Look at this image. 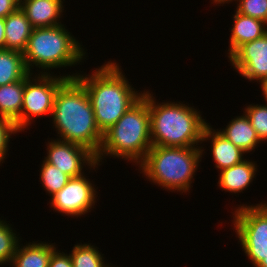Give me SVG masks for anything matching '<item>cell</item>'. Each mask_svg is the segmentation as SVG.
I'll list each match as a JSON object with an SVG mask.
<instances>
[{"mask_svg": "<svg viewBox=\"0 0 267 267\" xmlns=\"http://www.w3.org/2000/svg\"><path fill=\"white\" fill-rule=\"evenodd\" d=\"M89 77L77 75L90 99L102 133L113 126L142 96L136 93L114 62L101 66Z\"/></svg>", "mask_w": 267, "mask_h": 267, "instance_id": "7a4b0ae2", "label": "cell"}, {"mask_svg": "<svg viewBox=\"0 0 267 267\" xmlns=\"http://www.w3.org/2000/svg\"><path fill=\"white\" fill-rule=\"evenodd\" d=\"M26 78L0 86V117L15 122L21 115Z\"/></svg>", "mask_w": 267, "mask_h": 267, "instance_id": "d6986e66", "label": "cell"}, {"mask_svg": "<svg viewBox=\"0 0 267 267\" xmlns=\"http://www.w3.org/2000/svg\"><path fill=\"white\" fill-rule=\"evenodd\" d=\"M29 74L22 52L0 50V86L22 80Z\"/></svg>", "mask_w": 267, "mask_h": 267, "instance_id": "ffe728a7", "label": "cell"}, {"mask_svg": "<svg viewBox=\"0 0 267 267\" xmlns=\"http://www.w3.org/2000/svg\"><path fill=\"white\" fill-rule=\"evenodd\" d=\"M236 11L267 24V0H240Z\"/></svg>", "mask_w": 267, "mask_h": 267, "instance_id": "d4e9b609", "label": "cell"}, {"mask_svg": "<svg viewBox=\"0 0 267 267\" xmlns=\"http://www.w3.org/2000/svg\"><path fill=\"white\" fill-rule=\"evenodd\" d=\"M40 175L43 187L50 193L51 197L59 192L71 179L69 175L45 160L43 161Z\"/></svg>", "mask_w": 267, "mask_h": 267, "instance_id": "7402d4cb", "label": "cell"}, {"mask_svg": "<svg viewBox=\"0 0 267 267\" xmlns=\"http://www.w3.org/2000/svg\"><path fill=\"white\" fill-rule=\"evenodd\" d=\"M151 147L150 111L147 92H144L143 96L103 133L96 160L98 163L102 156L110 154L140 164Z\"/></svg>", "mask_w": 267, "mask_h": 267, "instance_id": "277c9868", "label": "cell"}, {"mask_svg": "<svg viewBox=\"0 0 267 267\" xmlns=\"http://www.w3.org/2000/svg\"><path fill=\"white\" fill-rule=\"evenodd\" d=\"M69 255L73 267H110L104 263L99 250L91 244H77Z\"/></svg>", "mask_w": 267, "mask_h": 267, "instance_id": "44dd1931", "label": "cell"}, {"mask_svg": "<svg viewBox=\"0 0 267 267\" xmlns=\"http://www.w3.org/2000/svg\"><path fill=\"white\" fill-rule=\"evenodd\" d=\"M48 267H73L70 255L54 251L51 255Z\"/></svg>", "mask_w": 267, "mask_h": 267, "instance_id": "4316f807", "label": "cell"}, {"mask_svg": "<svg viewBox=\"0 0 267 267\" xmlns=\"http://www.w3.org/2000/svg\"><path fill=\"white\" fill-rule=\"evenodd\" d=\"M69 33L62 24L33 28L23 52L29 72L32 73V64L42 69H52L81 62L86 53H83L80 43Z\"/></svg>", "mask_w": 267, "mask_h": 267, "instance_id": "8992f818", "label": "cell"}, {"mask_svg": "<svg viewBox=\"0 0 267 267\" xmlns=\"http://www.w3.org/2000/svg\"><path fill=\"white\" fill-rule=\"evenodd\" d=\"M147 102L152 146L195 147L202 141L207 123L196 109L180 102L156 105L148 91Z\"/></svg>", "mask_w": 267, "mask_h": 267, "instance_id": "3957f363", "label": "cell"}, {"mask_svg": "<svg viewBox=\"0 0 267 267\" xmlns=\"http://www.w3.org/2000/svg\"><path fill=\"white\" fill-rule=\"evenodd\" d=\"M56 250L54 245L32 243L20 248L11 261L14 267H48L52 253Z\"/></svg>", "mask_w": 267, "mask_h": 267, "instance_id": "ac0fdd59", "label": "cell"}, {"mask_svg": "<svg viewBox=\"0 0 267 267\" xmlns=\"http://www.w3.org/2000/svg\"><path fill=\"white\" fill-rule=\"evenodd\" d=\"M45 161L56 166L71 178L82 176L83 164L97 167L96 156L87 148L67 141L54 140L47 146ZM83 163V164H82Z\"/></svg>", "mask_w": 267, "mask_h": 267, "instance_id": "30bf717a", "label": "cell"}, {"mask_svg": "<svg viewBox=\"0 0 267 267\" xmlns=\"http://www.w3.org/2000/svg\"><path fill=\"white\" fill-rule=\"evenodd\" d=\"M261 88H262V92L265 97V100L267 101V79L261 82Z\"/></svg>", "mask_w": 267, "mask_h": 267, "instance_id": "f546056e", "label": "cell"}, {"mask_svg": "<svg viewBox=\"0 0 267 267\" xmlns=\"http://www.w3.org/2000/svg\"><path fill=\"white\" fill-rule=\"evenodd\" d=\"M212 130L210 125L205 126L202 141L211 138V150L216 168L223 170L245 160L242 157L245 152L241 148L232 144L219 131Z\"/></svg>", "mask_w": 267, "mask_h": 267, "instance_id": "4fadbf2b", "label": "cell"}, {"mask_svg": "<svg viewBox=\"0 0 267 267\" xmlns=\"http://www.w3.org/2000/svg\"><path fill=\"white\" fill-rule=\"evenodd\" d=\"M18 242V237L11 227L5 221L0 220V265L7 262L11 264Z\"/></svg>", "mask_w": 267, "mask_h": 267, "instance_id": "603a6c76", "label": "cell"}, {"mask_svg": "<svg viewBox=\"0 0 267 267\" xmlns=\"http://www.w3.org/2000/svg\"><path fill=\"white\" fill-rule=\"evenodd\" d=\"M5 49V18H0V50Z\"/></svg>", "mask_w": 267, "mask_h": 267, "instance_id": "f1b7e54d", "label": "cell"}, {"mask_svg": "<svg viewBox=\"0 0 267 267\" xmlns=\"http://www.w3.org/2000/svg\"><path fill=\"white\" fill-rule=\"evenodd\" d=\"M52 116L62 141L83 146L97 156L103 133L96 124L86 89L77 78H68L59 87Z\"/></svg>", "mask_w": 267, "mask_h": 267, "instance_id": "6da1fadb", "label": "cell"}, {"mask_svg": "<svg viewBox=\"0 0 267 267\" xmlns=\"http://www.w3.org/2000/svg\"><path fill=\"white\" fill-rule=\"evenodd\" d=\"M62 0H20V8L33 28L61 25Z\"/></svg>", "mask_w": 267, "mask_h": 267, "instance_id": "7c38bea8", "label": "cell"}, {"mask_svg": "<svg viewBox=\"0 0 267 267\" xmlns=\"http://www.w3.org/2000/svg\"><path fill=\"white\" fill-rule=\"evenodd\" d=\"M230 1H233V0H213V2L217 3V4H222V3H227V2H230ZM235 1V0H234ZM238 1V0H237ZM240 1V0H239Z\"/></svg>", "mask_w": 267, "mask_h": 267, "instance_id": "1f68e13d", "label": "cell"}, {"mask_svg": "<svg viewBox=\"0 0 267 267\" xmlns=\"http://www.w3.org/2000/svg\"><path fill=\"white\" fill-rule=\"evenodd\" d=\"M234 25L230 36V57L244 43L256 40L267 33L264 21L245 16L236 11L233 17Z\"/></svg>", "mask_w": 267, "mask_h": 267, "instance_id": "9a60e30c", "label": "cell"}, {"mask_svg": "<svg viewBox=\"0 0 267 267\" xmlns=\"http://www.w3.org/2000/svg\"><path fill=\"white\" fill-rule=\"evenodd\" d=\"M96 191L84 175L71 178L68 183L52 196L51 205L58 213L81 216L95 204Z\"/></svg>", "mask_w": 267, "mask_h": 267, "instance_id": "9c48e42d", "label": "cell"}, {"mask_svg": "<svg viewBox=\"0 0 267 267\" xmlns=\"http://www.w3.org/2000/svg\"><path fill=\"white\" fill-rule=\"evenodd\" d=\"M232 66L248 80L267 79V33L244 43L230 57Z\"/></svg>", "mask_w": 267, "mask_h": 267, "instance_id": "8fae6325", "label": "cell"}, {"mask_svg": "<svg viewBox=\"0 0 267 267\" xmlns=\"http://www.w3.org/2000/svg\"><path fill=\"white\" fill-rule=\"evenodd\" d=\"M45 73H42L41 76L39 74L36 77L37 79H32V81L30 79L31 73L26 77L21 115L14 122L19 131L24 130L27 125L31 124L30 119L32 120L34 116L52 115L54 100L59 87L68 78H76L77 76V74H72V76L67 75L57 78Z\"/></svg>", "mask_w": 267, "mask_h": 267, "instance_id": "ba28073f", "label": "cell"}, {"mask_svg": "<svg viewBox=\"0 0 267 267\" xmlns=\"http://www.w3.org/2000/svg\"><path fill=\"white\" fill-rule=\"evenodd\" d=\"M234 214L233 223L240 245L256 267L267 256V204L242 205Z\"/></svg>", "mask_w": 267, "mask_h": 267, "instance_id": "52a82bcc", "label": "cell"}, {"mask_svg": "<svg viewBox=\"0 0 267 267\" xmlns=\"http://www.w3.org/2000/svg\"><path fill=\"white\" fill-rule=\"evenodd\" d=\"M33 27L20 6L5 18V49L24 52Z\"/></svg>", "mask_w": 267, "mask_h": 267, "instance_id": "5bb4252c", "label": "cell"}, {"mask_svg": "<svg viewBox=\"0 0 267 267\" xmlns=\"http://www.w3.org/2000/svg\"><path fill=\"white\" fill-rule=\"evenodd\" d=\"M244 115L230 121L226 129H223V131L220 130L219 132L232 144L247 153L255 149V146L260 143V139L251 126L249 118L246 114Z\"/></svg>", "mask_w": 267, "mask_h": 267, "instance_id": "e0dca14e", "label": "cell"}, {"mask_svg": "<svg viewBox=\"0 0 267 267\" xmlns=\"http://www.w3.org/2000/svg\"><path fill=\"white\" fill-rule=\"evenodd\" d=\"M19 132L15 123L7 118L0 117V163L6 157L10 135Z\"/></svg>", "mask_w": 267, "mask_h": 267, "instance_id": "484cf974", "label": "cell"}, {"mask_svg": "<svg viewBox=\"0 0 267 267\" xmlns=\"http://www.w3.org/2000/svg\"><path fill=\"white\" fill-rule=\"evenodd\" d=\"M256 267H267V256Z\"/></svg>", "mask_w": 267, "mask_h": 267, "instance_id": "4dcf8cb0", "label": "cell"}, {"mask_svg": "<svg viewBox=\"0 0 267 267\" xmlns=\"http://www.w3.org/2000/svg\"><path fill=\"white\" fill-rule=\"evenodd\" d=\"M256 171L254 162L243 160L220 171L219 186L231 193L242 192L252 182Z\"/></svg>", "mask_w": 267, "mask_h": 267, "instance_id": "2e32d148", "label": "cell"}, {"mask_svg": "<svg viewBox=\"0 0 267 267\" xmlns=\"http://www.w3.org/2000/svg\"><path fill=\"white\" fill-rule=\"evenodd\" d=\"M20 6V0H0V18H6Z\"/></svg>", "mask_w": 267, "mask_h": 267, "instance_id": "83f0119b", "label": "cell"}, {"mask_svg": "<svg viewBox=\"0 0 267 267\" xmlns=\"http://www.w3.org/2000/svg\"><path fill=\"white\" fill-rule=\"evenodd\" d=\"M199 148L152 146L140 169L154 184L187 192L204 151Z\"/></svg>", "mask_w": 267, "mask_h": 267, "instance_id": "5b68a950", "label": "cell"}, {"mask_svg": "<svg viewBox=\"0 0 267 267\" xmlns=\"http://www.w3.org/2000/svg\"><path fill=\"white\" fill-rule=\"evenodd\" d=\"M244 110L260 141L267 140V105H250Z\"/></svg>", "mask_w": 267, "mask_h": 267, "instance_id": "cb8c5ba5", "label": "cell"}]
</instances>
